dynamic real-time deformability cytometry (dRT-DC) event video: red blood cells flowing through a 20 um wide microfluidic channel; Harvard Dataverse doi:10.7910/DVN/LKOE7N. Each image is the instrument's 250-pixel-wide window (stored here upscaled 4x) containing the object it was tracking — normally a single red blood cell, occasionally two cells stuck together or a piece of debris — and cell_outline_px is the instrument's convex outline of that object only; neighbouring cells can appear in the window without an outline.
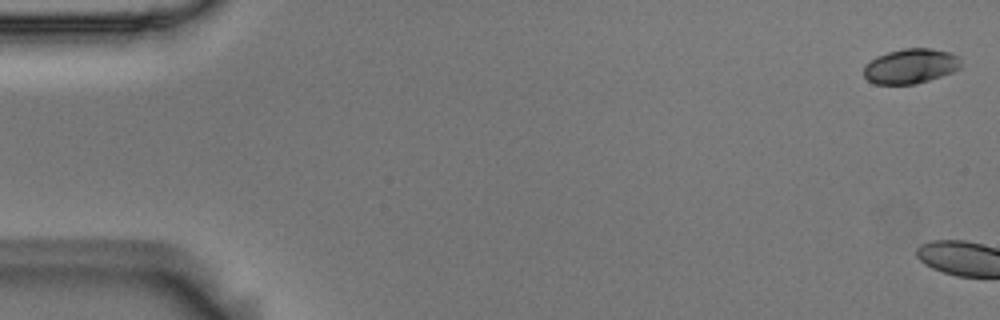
{"species": "Egyptian fruit bat (a non-hibernating species)", "species_latin": "Rousettus aegyptiacus", "temperature_condition": "room temperature", "stored_images_in_passage": 4, "camera_frame_rate_fps": 3000, "um_per_image_px": 0.085, "animal": {"sex": "male"}, "frame": {"image": 1, "passage_image": 1, "time_ms": 0.0, "image_size_px": [1000, 320], "cell_outline_px": [[964, 64], [960, 68], [952, 72], [916, 84], [876, 84], [868, 80], [864, 76], [864, 64], [876, 56], [888, 52], [904, 48], [932, 48], [952, 52], [960, 56]], "centroid_in_image_um": [77.44, 5.6], "position_along_channel_um": 7.6, "area_um2": 20.06}}